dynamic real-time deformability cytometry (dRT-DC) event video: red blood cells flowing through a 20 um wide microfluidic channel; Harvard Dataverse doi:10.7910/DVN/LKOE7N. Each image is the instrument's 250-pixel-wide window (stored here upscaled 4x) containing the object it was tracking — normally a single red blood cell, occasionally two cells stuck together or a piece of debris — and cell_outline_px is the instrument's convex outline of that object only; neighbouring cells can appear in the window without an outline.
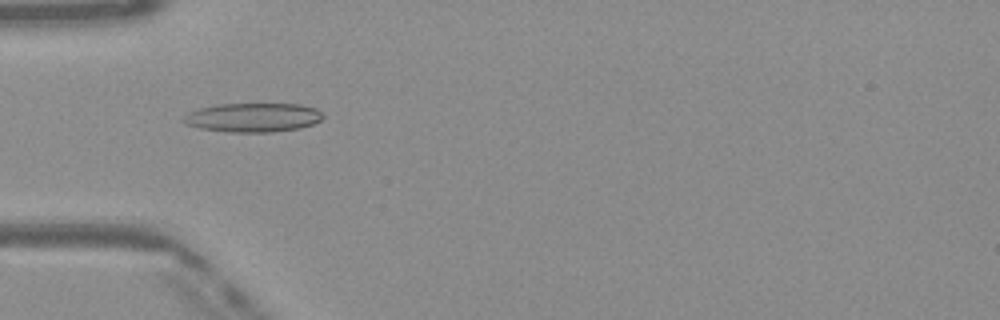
{"species": "Egyptian fruit bat (a non-hibernating species)", "species_latin": "Rousettus aegyptiacus", "temperature_condition": "warm", "stored_images_in_passage": 50, "camera_frame_rate_fps": 3000, "um_per_image_px": 0.085, "frame": {"image": 1, "passage_image": 16, "time_ms": 5.0, "image_size_px": [1000, 320], "cell_outline_px": [[324, 116], [320, 120], [312, 124], [300, 128], [272, 132], [232, 132], [200, 128], [184, 124], [180, 120], [188, 112], [196, 108], [216, 104], [300, 104], [316, 108]], "centroid_in_image_um": [21.45, 9.98], "position_along_channel_um": 63.5, "area_um2": 23.76}}
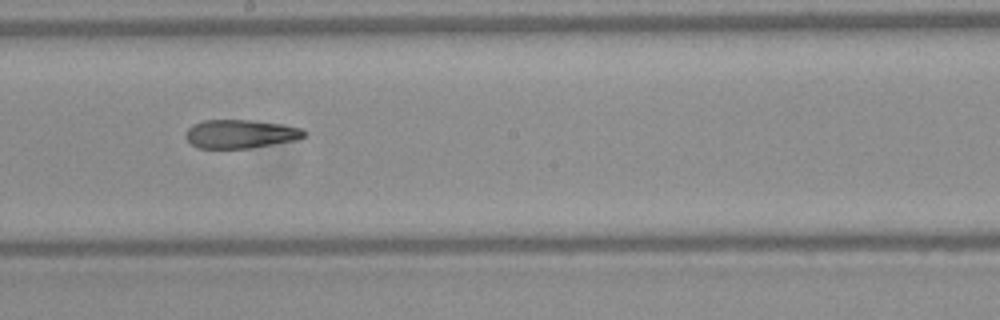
{"frame": {"image": 2, "passage_image": 28, "time_ms": 9.0, "image_size_px": [1000, 320], "cell_outline_px": [[308, 132], [304, 136], [296, 140], [252, 148], [196, 148], [184, 136], [188, 128], [192, 124], [204, 120], [252, 120], [280, 124], [300, 128]], "centroid_in_image_um": [20.42, 11.39], "position_along_channel_um": 227.8, "area_um2": 19.77}}
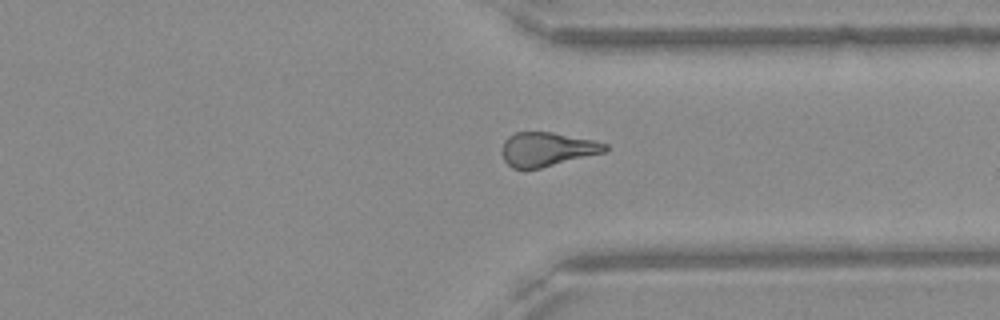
{"frame": {"image": 3, "passage_image": 38, "time_ms": 12.333, "image_size_px": [1000, 320], "cell_outline_px": [[608, 148], [604, 152], [540, 168], [512, 168], [504, 160], [500, 152], [504, 140], [508, 136], [516, 132], [552, 132], [592, 140], [608, 144]], "centroid_in_image_um": [46.45, 12.68], "position_along_channel_um": 364.9, "area_um2": 20.29}, "authors_computed_cell_mechanics": {"area_um2": 21.3571, "velocity_mm_per_s": 4.1224, "shape_relaxation_time_tau1_ms": null, "shape_relaxation_time_tau2_ms": 8.2421, "deformation_change_tau1": null, "deformation_change_tau2": 0.2089}}